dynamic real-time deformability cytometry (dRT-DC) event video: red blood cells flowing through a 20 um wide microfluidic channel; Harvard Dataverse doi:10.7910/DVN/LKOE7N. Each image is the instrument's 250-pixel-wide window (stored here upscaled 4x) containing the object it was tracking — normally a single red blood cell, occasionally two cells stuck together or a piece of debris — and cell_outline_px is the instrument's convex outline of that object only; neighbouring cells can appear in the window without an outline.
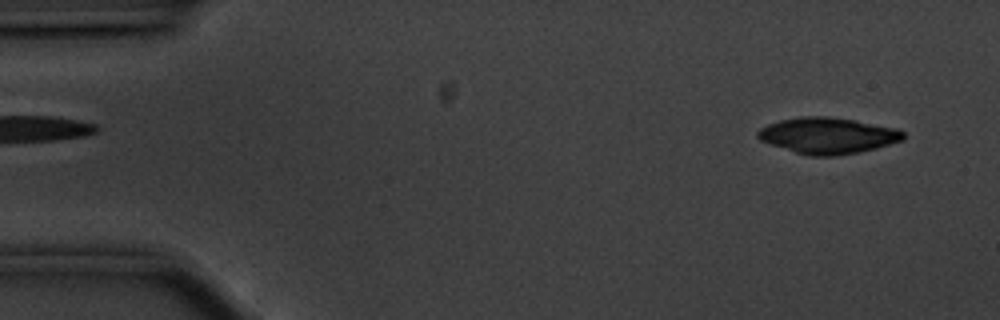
{"species": "common noctule bat (a hibernating species)", "species_latin": "Nyctalus noctula", "temperature_condition": "cold", "stored_images_in_passage": 54, "camera_frame_rate_fps": 3000, "um_per_image_px": 0.085, "animal": {"sex": "male", "body_mass_g": 20.1, "forearm_length_mm": 53.5}, "frame": {"image": 1, "passage_image": 3, "time_ms": 0.667, "image_size_px": [1000, 320], "cell_outline_px": [[904, 140], [876, 148], [860, 152], [836, 156], [808, 156], [760, 140], [756, 136], [756, 132], [760, 128], [768, 124], [780, 120], [800, 116], [828, 116], [856, 120], [896, 128], [904, 132]], "centroid_in_image_um": [70.37, 11.52], "position_along_channel_um": 14.6, "area_um2": 30.69}}